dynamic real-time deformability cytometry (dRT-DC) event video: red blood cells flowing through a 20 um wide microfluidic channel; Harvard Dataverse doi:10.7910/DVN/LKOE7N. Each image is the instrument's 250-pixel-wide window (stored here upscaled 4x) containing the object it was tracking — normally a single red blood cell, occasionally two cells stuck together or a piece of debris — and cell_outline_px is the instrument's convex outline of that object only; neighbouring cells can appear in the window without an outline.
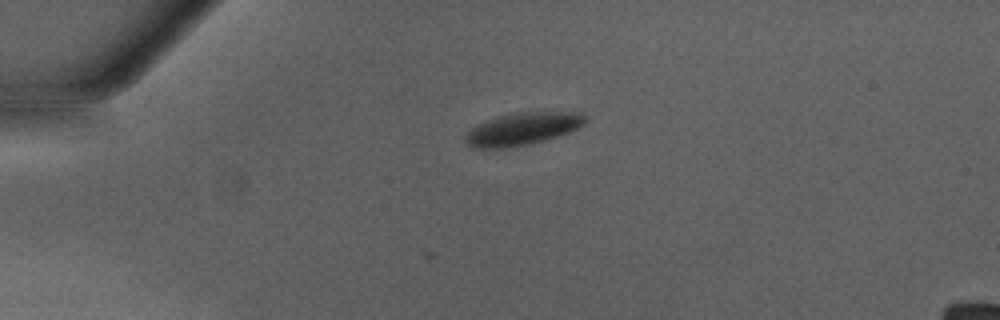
{"species": "Egyptian fruit bat (a non-hibernating species)", "species_latin": "Rousettus aegyptiacus", "temperature_condition": "warm", "stored_images_in_passage": 3, "camera_frame_rate_fps": 3000, "um_per_image_px": 0.085, "animal": {"sex": "male"}, "frame": {"image": 1, "passage_image": 1, "time_ms": 0.0, "image_size_px": [1000, 320], "cell_outline_px": [[588, 120], [584, 124], [568, 132], [544, 140], [528, 144], [508, 148], [472, 148], [464, 140], [464, 136], [472, 128], [496, 116], [516, 112], [580, 112], [588, 116]], "centroid_in_image_um": [44.43, 10.95], "position_along_channel_um": 40.6, "area_um2": 22.6}}